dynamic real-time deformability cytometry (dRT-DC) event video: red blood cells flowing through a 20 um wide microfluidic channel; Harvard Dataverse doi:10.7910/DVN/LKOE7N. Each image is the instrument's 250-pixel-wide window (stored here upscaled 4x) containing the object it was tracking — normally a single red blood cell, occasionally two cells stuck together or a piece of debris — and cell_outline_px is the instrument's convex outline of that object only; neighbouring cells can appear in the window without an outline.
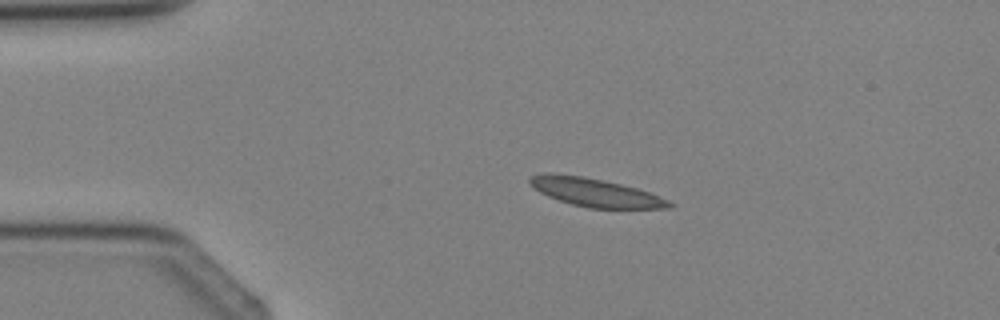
{"species": "Egyptian fruit bat (a non-hibernating species)", "species_latin": "Rousettus aegyptiacus", "temperature_condition": "cold", "stored_images_in_passage": 4, "camera_frame_rate_fps": 3000, "um_per_image_px": 0.085, "animal": {"sex": "female"}, "frame": {"image": 1, "passage_image": 3, "time_ms": 2.333, "image_size_px": [1000, 320], "cell_outline_px": [[676, 204], [672, 208], [588, 208], [572, 204], [548, 196], [540, 192], [528, 184], [528, 180], [532, 176], [544, 172], [552, 172], [580, 176], [620, 184], [636, 188], [648, 192], [668, 200]], "centroid_in_image_um": [50.57, 16.35], "position_along_channel_um": 34.4, "area_um2": 22.83}}